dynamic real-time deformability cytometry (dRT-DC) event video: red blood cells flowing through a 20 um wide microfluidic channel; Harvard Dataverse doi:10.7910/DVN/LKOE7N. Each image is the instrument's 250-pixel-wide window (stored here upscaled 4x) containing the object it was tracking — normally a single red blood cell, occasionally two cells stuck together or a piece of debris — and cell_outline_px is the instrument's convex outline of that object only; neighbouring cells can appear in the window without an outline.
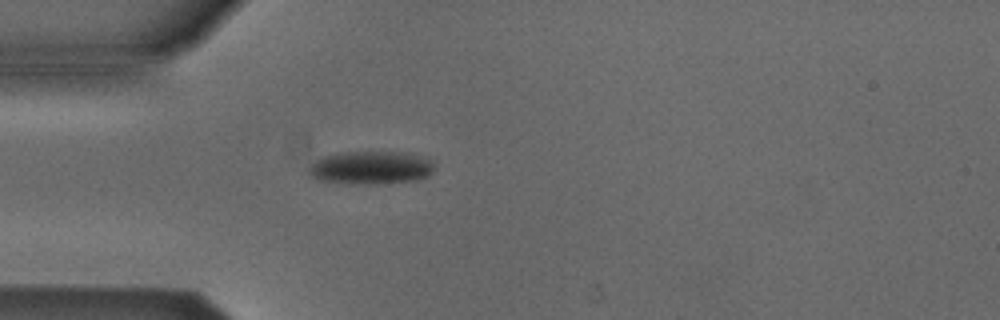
{"species": "Egyptian fruit bat (a non-hibernating species)", "species_latin": "Rousettus aegyptiacus", "temperature_condition": "cold", "stored_images_in_passage": 2, "camera_frame_rate_fps": 3000, "um_per_image_px": 0.085, "animal": {"sex": "male"}, "frame": {"image": 1, "passage_image": 2, "time_ms": 0.333, "image_size_px": [1000, 320], "cell_outline_px": [[432, 172], [428, 176], [416, 180], [380, 184], [348, 184], [316, 180], [308, 176], [308, 168], [316, 160], [324, 156], [344, 152], [404, 152], [428, 156], [432, 160]], "centroid_in_image_um": [31.52, 14.26], "position_along_channel_um": 53.5, "area_um2": 24.68}}